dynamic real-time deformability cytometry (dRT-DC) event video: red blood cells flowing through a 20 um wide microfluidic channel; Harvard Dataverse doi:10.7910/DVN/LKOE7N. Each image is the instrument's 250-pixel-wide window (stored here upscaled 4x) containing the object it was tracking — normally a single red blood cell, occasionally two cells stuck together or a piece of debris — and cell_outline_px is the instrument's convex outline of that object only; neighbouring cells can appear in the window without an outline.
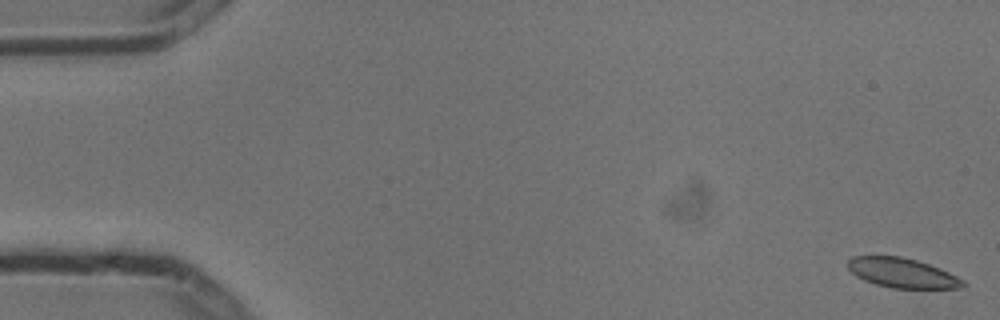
{"species": "common noctule bat (a hibernating species)", "species_latin": "Nyctalus noctula", "temperature_condition": "cold", "stored_images_in_passage": 5, "camera_frame_rate_fps": 3000, "um_per_image_px": 0.085, "animal": {"sex": "male", "body_mass_g": 13.3}, "frame": {"image": 1, "passage_image": 1, "time_ms": 0.0, "image_size_px": [1000, 320], "cell_outline_px": [[964, 284], [960, 288], [892, 288], [876, 284], [864, 280], [856, 276], [848, 268], [848, 260], [852, 256], [900, 256], [916, 260], [940, 268], [964, 280]], "centroid_in_image_um": [76.66, 23.19], "position_along_channel_um": 8.3, "area_um2": 19.71}}
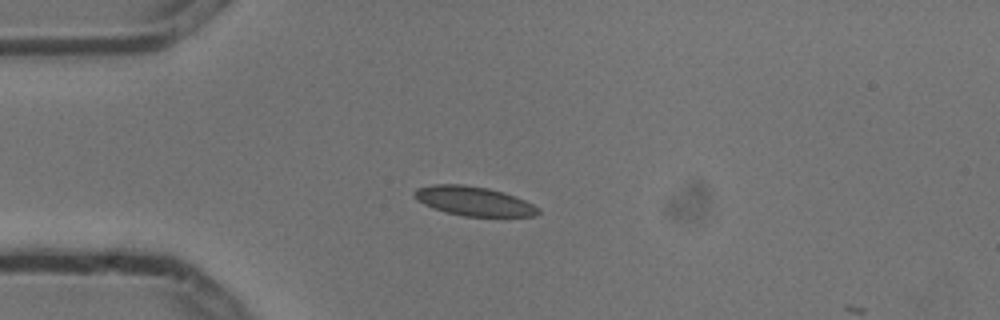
{"frame": {"image": 2, "passage_image": 4, "time_ms": 1.0, "image_size_px": [1000, 320], "cell_outline_px": [[540, 212], [536, 216], [464, 216], [448, 212], [424, 204], [416, 200], [412, 192], [416, 188], [436, 184], [460, 184], [488, 188], [504, 192], [524, 200], [540, 208]], "centroid_in_image_um": [40.27, 17.08], "position_along_channel_um": 44.7, "area_um2": 20.92}}